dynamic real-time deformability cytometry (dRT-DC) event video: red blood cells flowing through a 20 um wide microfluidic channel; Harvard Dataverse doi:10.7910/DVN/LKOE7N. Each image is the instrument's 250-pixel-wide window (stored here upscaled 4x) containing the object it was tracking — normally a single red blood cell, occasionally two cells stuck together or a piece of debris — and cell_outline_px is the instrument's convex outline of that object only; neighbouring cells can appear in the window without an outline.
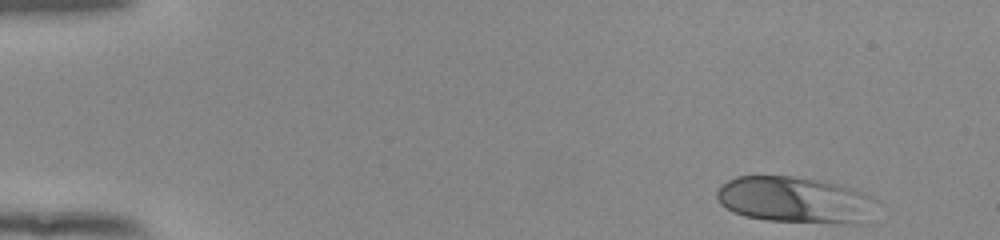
{"species": "human", "species_latin": "Homo sapiens", "temperature_condition": "room temperature", "stored_images_in_passage": 49, "camera_frame_rate_fps": 3000, "um_per_image_px": 0.085, "donor": {"sex": "female"}, "frame": {"image": 1, "passage_image": 1, "time_ms": 0.0, "image_size_px": [1000, 240], "cell_outline_px": [[868, 196], [860, 224], [840, 224], [764, 220], [744, 216], [732, 212], [720, 204], [716, 196], [716, 192], [728, 180], [736, 176], [792, 176], [836, 184], [864, 192]], "centroid_in_image_um": [67.35, 16.99], "position_along_channel_um": 17.6, "area_um2": 41.79}}
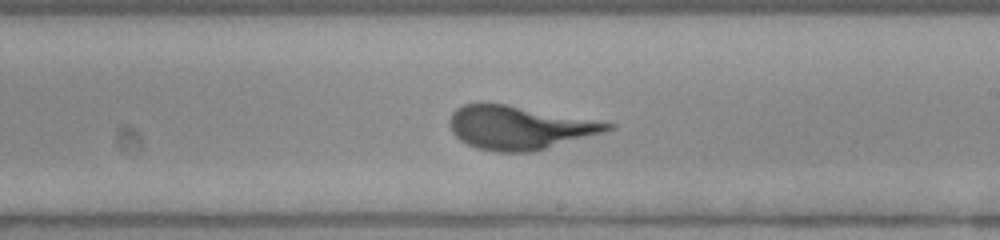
{"frame": {"image": 2, "passage_image": 28, "time_ms": 9.0, "image_size_px": [1000, 240], "cell_outline_px": [[616, 128], [604, 132], [532, 152], [496, 152], [476, 148], [460, 140], [452, 132], [448, 124], [448, 120], [452, 112], [456, 108], [464, 104], [504, 104], [616, 124]], "centroid_in_image_um": [44.1, 10.86], "position_along_channel_um": 244.9, "area_um2": 39.59}}
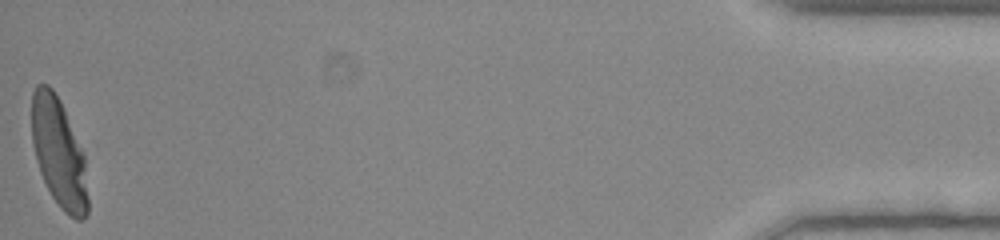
{"frame": {"image": 3, "passage_image": 49, "time_ms": 16.0, "image_size_px": [1000, 240], "cell_outline_px": [[88, 212], [80, 220], [76, 220], [68, 216], [60, 208], [52, 196], [40, 172], [36, 160], [32, 144], [32, 92], [36, 84], [48, 84], [52, 88], [60, 100], [64, 108], [84, 156], [88, 196]], "centroid_in_image_um": [4.99, 12.99], "position_along_channel_um": 430.2, "area_um2": 35.6}}